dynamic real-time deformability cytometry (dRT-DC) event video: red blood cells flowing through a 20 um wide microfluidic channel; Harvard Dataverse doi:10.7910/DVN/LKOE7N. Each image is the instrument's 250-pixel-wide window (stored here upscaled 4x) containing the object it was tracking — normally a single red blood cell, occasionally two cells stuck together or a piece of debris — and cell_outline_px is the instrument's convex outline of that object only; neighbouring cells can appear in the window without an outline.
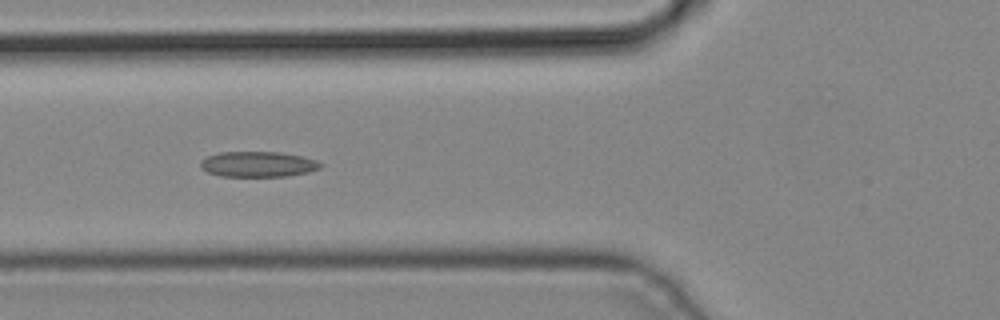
{"species": "common noctule bat (a hibernating species)", "species_latin": "Nyctalus noctula", "temperature_condition": "cold", "stored_images_in_passage": 5, "camera_frame_rate_fps": 3000, "um_per_image_px": 0.085, "animal": {"sex": "male", "body_mass_g": 19.2, "forearm_length_mm": 51.8}, "frame": {"image": 1, "passage_image": 5, "time_ms": 1.333, "image_size_px": [1000, 320], "cell_outline_px": [[324, 164], [320, 168], [308, 172], [288, 176], [220, 176], [208, 172], [200, 168], [200, 160], [208, 156], [220, 152], [280, 152], [304, 156], [316, 160]], "centroid_in_image_um": [21.94, 13.95], "position_along_channel_um": 103.9, "area_um2": 17.92}}